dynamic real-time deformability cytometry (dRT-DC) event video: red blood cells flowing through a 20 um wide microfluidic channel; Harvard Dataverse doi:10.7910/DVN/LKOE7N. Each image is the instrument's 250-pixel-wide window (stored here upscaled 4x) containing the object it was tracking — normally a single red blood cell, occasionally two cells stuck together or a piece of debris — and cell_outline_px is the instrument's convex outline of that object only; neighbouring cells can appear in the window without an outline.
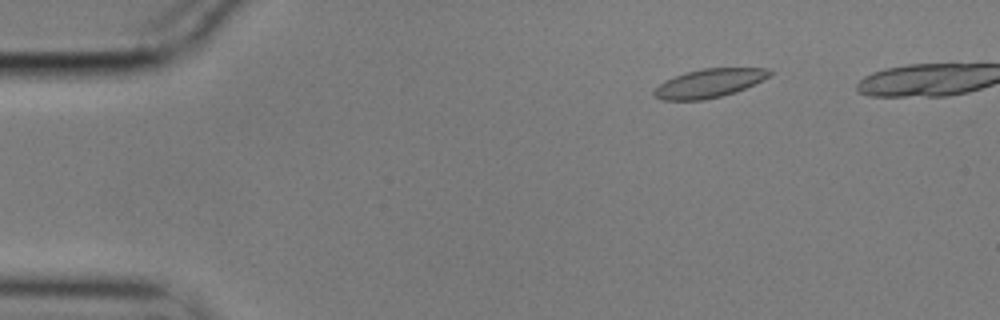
{"species": "common noctule bat (a hibernating species)", "species_latin": "Nyctalus noctula", "temperature_condition": "cold", "stored_images_in_passage": 43, "camera_frame_rate_fps": 3000, "um_per_image_px": 0.085, "animal": {"sex": "male", "body_mass_g": 17.9}, "frame": {"image": 1, "passage_image": 1, "time_ms": 0.0, "image_size_px": [1000, 320], "cell_outline_px": [[776, 72], [736, 92], [704, 100], [664, 100], [652, 96], [652, 92], [664, 80], [700, 68], [768, 68]], "centroid_in_image_um": [60.26, 7.07], "position_along_channel_um": 24.7, "area_um2": 19.13}}
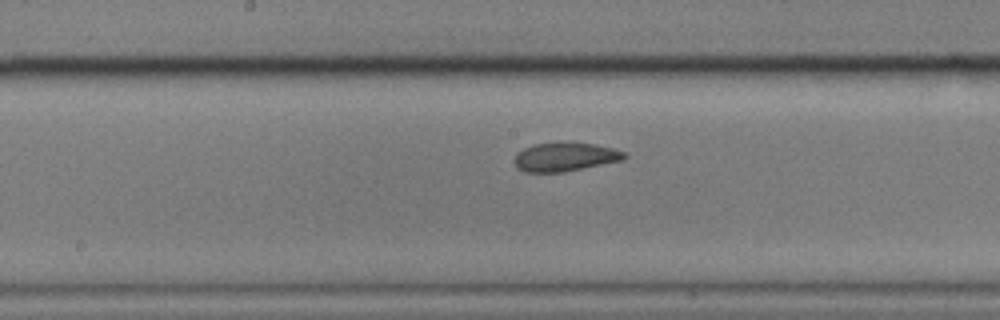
{"frame": {"image": 2, "passage_image": 22, "time_ms": 7.0, "image_size_px": [1000, 320], "cell_outline_px": [[628, 156], [624, 160], [564, 172], [524, 172], [516, 168], [512, 160], [516, 152], [524, 148], [536, 144], [592, 144], [612, 148], [624, 152]], "centroid_in_image_um": [47.98, 13.37], "position_along_channel_um": 200.2, "area_um2": 18.15}}
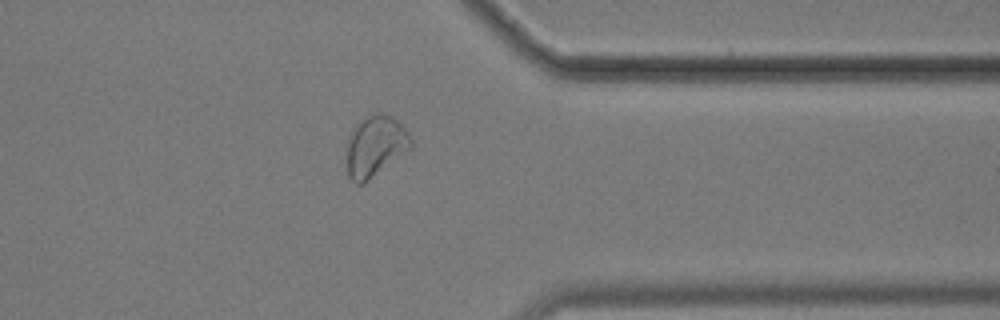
{"frame": {"image": 3, "passage_image": 38, "time_ms": 12.333, "image_size_px": [1000, 320], "cell_outline_px": [[412, 148], [364, 184], [356, 184], [348, 176], [348, 140], [352, 128], [360, 120], [372, 112], [380, 112], [392, 116], [408, 132], [412, 140]], "centroid_in_image_um": [31.91, 12.41], "position_along_channel_um": 379.5, "area_um2": 22.89}}